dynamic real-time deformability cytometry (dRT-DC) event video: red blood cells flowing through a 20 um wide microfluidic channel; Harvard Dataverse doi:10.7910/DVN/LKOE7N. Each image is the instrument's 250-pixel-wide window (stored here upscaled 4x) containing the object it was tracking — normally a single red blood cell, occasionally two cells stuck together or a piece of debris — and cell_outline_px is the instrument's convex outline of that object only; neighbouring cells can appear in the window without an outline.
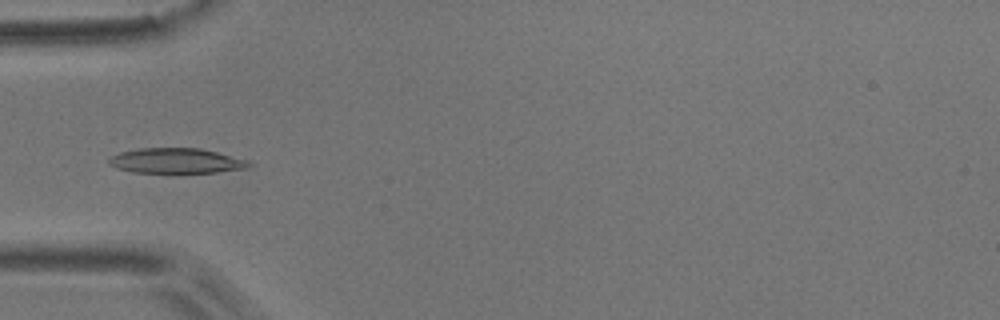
{"species": "common noctule bat (a hibernating species)", "species_latin": "Nyctalus noctula", "temperature_condition": "room temperature", "stored_images_in_passage": 5, "camera_frame_rate_fps": 3000, "um_per_image_px": 0.085, "animal": {"sex": "male", "body_mass_g": 17.9}, "frame": {"image": 1, "passage_image": 5, "time_ms": 1.333, "image_size_px": [1000, 320], "cell_outline_px": [[252, 164], [248, 168], [216, 172], [132, 172], [116, 168], [108, 164], [108, 160], [112, 156], [120, 152], [140, 148], [200, 148], [248, 160]], "centroid_in_image_um": [14.97, 13.66], "position_along_channel_um": 70.0, "area_um2": 20.35}}